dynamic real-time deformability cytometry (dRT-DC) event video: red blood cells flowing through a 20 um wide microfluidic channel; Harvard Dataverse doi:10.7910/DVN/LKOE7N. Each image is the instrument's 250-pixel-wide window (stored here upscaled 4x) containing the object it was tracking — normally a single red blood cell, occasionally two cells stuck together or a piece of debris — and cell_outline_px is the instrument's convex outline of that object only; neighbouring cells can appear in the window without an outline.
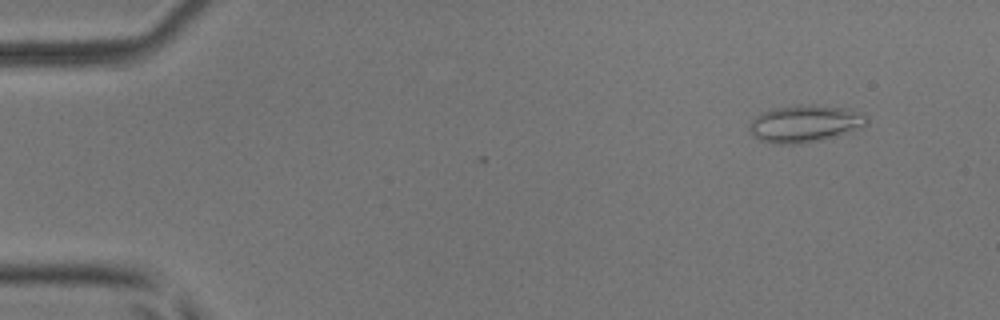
{"species": "common noctule bat (a hibernating species)", "species_latin": "Nyctalus noctula", "temperature_condition": "room temperature", "stored_images_in_passage": 8, "camera_frame_rate_fps": 3000, "um_per_image_px": 0.085, "animal": {"sex": "male", "body_mass_g": 17.9, "forearm_length_mm": 54.2}, "frame": {"image": 1, "passage_image": 5, "time_ms": 1.333, "image_size_px": [1000, 320], "cell_outline_px": [[868, 124], [848, 132], [836, 136], [820, 140], [800, 144], [772, 144], [760, 140], [752, 136], [748, 128], [748, 124], [756, 116], [772, 108], [796, 104], [812, 104], [844, 108], [864, 112], [868, 120]], "centroid_in_image_um": [68.4, 10.5], "position_along_channel_um": 16.6, "area_um2": 25.78}}